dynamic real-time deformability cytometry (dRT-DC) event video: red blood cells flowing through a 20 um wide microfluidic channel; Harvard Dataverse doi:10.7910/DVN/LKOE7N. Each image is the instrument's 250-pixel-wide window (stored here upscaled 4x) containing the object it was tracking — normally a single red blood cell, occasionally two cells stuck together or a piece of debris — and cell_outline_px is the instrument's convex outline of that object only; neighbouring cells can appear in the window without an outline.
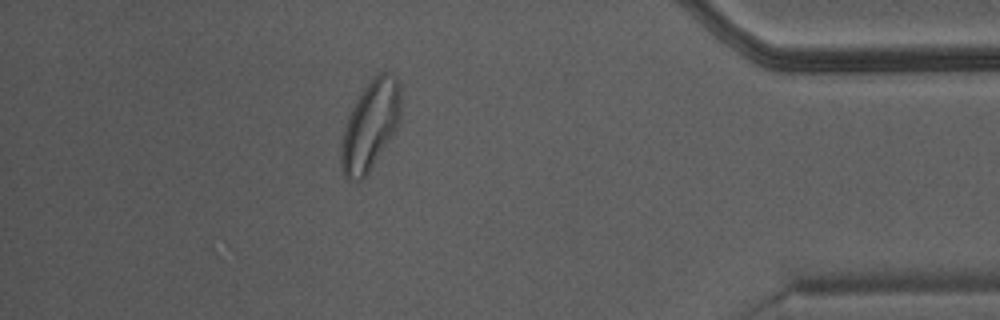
{"species": "Egyptian fruit bat (a non-hibernating species)", "species_latin": "Rousettus aegyptiacus", "temperature_condition": "warm", "stored_images_in_passage": 33, "camera_frame_rate_fps": 3000, "um_per_image_px": 0.085, "animal": {"sex": "male"}, "frame": {"image": 1, "passage_image": 28, "time_ms": 9.0, "image_size_px": [1000, 320], "cell_outline_px": [[400, 120], [396, 128], [368, 172], [360, 180], [356, 180], [344, 176], [340, 168], [340, 148], [344, 128], [348, 116], [360, 92], [380, 72], [388, 72], [400, 84]], "centroid_in_image_um": [31.45, 10.67], "position_along_channel_um": 403.8, "area_um2": 30.4}}